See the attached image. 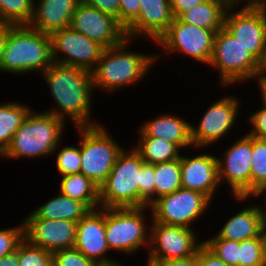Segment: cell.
Masks as SVG:
<instances>
[{"mask_svg":"<svg viewBox=\"0 0 266 266\" xmlns=\"http://www.w3.org/2000/svg\"><path fill=\"white\" fill-rule=\"evenodd\" d=\"M40 75L49 88L52 104H55L44 112L71 122L75 127L101 123L92 115L96 94L91 71L54 62Z\"/></svg>","mask_w":266,"mask_h":266,"instance_id":"1","label":"cell"},{"mask_svg":"<svg viewBox=\"0 0 266 266\" xmlns=\"http://www.w3.org/2000/svg\"><path fill=\"white\" fill-rule=\"evenodd\" d=\"M133 41L126 38L119 45L103 50L96 67L91 71L94 92L98 89L99 92L116 93L148 78L146 76L157 64L156 52L133 51L129 49L133 48Z\"/></svg>","mask_w":266,"mask_h":266,"instance_id":"2","label":"cell"},{"mask_svg":"<svg viewBox=\"0 0 266 266\" xmlns=\"http://www.w3.org/2000/svg\"><path fill=\"white\" fill-rule=\"evenodd\" d=\"M67 123V124H66ZM68 122L44 111L27 115L17 129L9 147L0 156L7 160L38 159L51 157L57 145L65 136Z\"/></svg>","mask_w":266,"mask_h":266,"instance_id":"3","label":"cell"},{"mask_svg":"<svg viewBox=\"0 0 266 266\" xmlns=\"http://www.w3.org/2000/svg\"><path fill=\"white\" fill-rule=\"evenodd\" d=\"M51 36L28 25H12L2 59V74L39 76L53 64ZM33 72V73H32Z\"/></svg>","mask_w":266,"mask_h":266,"instance_id":"4","label":"cell"},{"mask_svg":"<svg viewBox=\"0 0 266 266\" xmlns=\"http://www.w3.org/2000/svg\"><path fill=\"white\" fill-rule=\"evenodd\" d=\"M146 210L149 211L150 208L148 206L105 208V236L110 251L121 255L129 254L130 257L142 248H146V251L149 249L151 224L149 222L152 218L148 219Z\"/></svg>","mask_w":266,"mask_h":266,"instance_id":"5","label":"cell"},{"mask_svg":"<svg viewBox=\"0 0 266 266\" xmlns=\"http://www.w3.org/2000/svg\"><path fill=\"white\" fill-rule=\"evenodd\" d=\"M144 161L133 148H123L99 187L101 208L140 207V169Z\"/></svg>","mask_w":266,"mask_h":266,"instance_id":"6","label":"cell"},{"mask_svg":"<svg viewBox=\"0 0 266 266\" xmlns=\"http://www.w3.org/2000/svg\"><path fill=\"white\" fill-rule=\"evenodd\" d=\"M209 68L218 74L220 88L245 85L258 72L259 61L225 28L216 32ZM243 82V83H241ZM230 85V86H229ZM232 85V86H231Z\"/></svg>","mask_w":266,"mask_h":266,"instance_id":"7","label":"cell"},{"mask_svg":"<svg viewBox=\"0 0 266 266\" xmlns=\"http://www.w3.org/2000/svg\"><path fill=\"white\" fill-rule=\"evenodd\" d=\"M107 127L104 126V123L81 126L80 173L88 177L98 187L106 181L118 154L124 148V145L121 146L116 141Z\"/></svg>","mask_w":266,"mask_h":266,"instance_id":"8","label":"cell"},{"mask_svg":"<svg viewBox=\"0 0 266 266\" xmlns=\"http://www.w3.org/2000/svg\"><path fill=\"white\" fill-rule=\"evenodd\" d=\"M216 32L203 29L174 18L166 32L155 43L161 53H156V63L163 56L173 54L193 59L194 63L209 66ZM160 45V46H159ZM170 54V55H169ZM199 62V63H198Z\"/></svg>","mask_w":266,"mask_h":266,"instance_id":"9","label":"cell"},{"mask_svg":"<svg viewBox=\"0 0 266 266\" xmlns=\"http://www.w3.org/2000/svg\"><path fill=\"white\" fill-rule=\"evenodd\" d=\"M209 206L212 201L206 195L181 187L154 201L149 215L152 221L194 229V224L208 214Z\"/></svg>","mask_w":266,"mask_h":266,"instance_id":"10","label":"cell"},{"mask_svg":"<svg viewBox=\"0 0 266 266\" xmlns=\"http://www.w3.org/2000/svg\"><path fill=\"white\" fill-rule=\"evenodd\" d=\"M221 97L210 103L198 124L191 123V140L193 147L199 148V151L211 147L219 140L222 142L224 137L232 133L234 126L238 125L237 120L240 121L237 118L242 107L241 99L231 94Z\"/></svg>","mask_w":266,"mask_h":266,"instance_id":"11","label":"cell"},{"mask_svg":"<svg viewBox=\"0 0 266 266\" xmlns=\"http://www.w3.org/2000/svg\"><path fill=\"white\" fill-rule=\"evenodd\" d=\"M196 231L183 226L151 221L150 244L146 263L159 266L166 260L195 255L198 248L203 244V239H198V230Z\"/></svg>","mask_w":266,"mask_h":266,"instance_id":"12","label":"cell"},{"mask_svg":"<svg viewBox=\"0 0 266 266\" xmlns=\"http://www.w3.org/2000/svg\"><path fill=\"white\" fill-rule=\"evenodd\" d=\"M241 135L225 148L222 156H217L220 185H228L232 197L251 196L252 137Z\"/></svg>","mask_w":266,"mask_h":266,"instance_id":"13","label":"cell"},{"mask_svg":"<svg viewBox=\"0 0 266 266\" xmlns=\"http://www.w3.org/2000/svg\"><path fill=\"white\" fill-rule=\"evenodd\" d=\"M224 28L258 61L266 52V10L232 4Z\"/></svg>","mask_w":266,"mask_h":266,"instance_id":"14","label":"cell"},{"mask_svg":"<svg viewBox=\"0 0 266 266\" xmlns=\"http://www.w3.org/2000/svg\"><path fill=\"white\" fill-rule=\"evenodd\" d=\"M53 62L92 71L104 48L70 26L51 35Z\"/></svg>","mask_w":266,"mask_h":266,"instance_id":"15","label":"cell"},{"mask_svg":"<svg viewBox=\"0 0 266 266\" xmlns=\"http://www.w3.org/2000/svg\"><path fill=\"white\" fill-rule=\"evenodd\" d=\"M70 27L104 49L117 46L127 38L125 29L116 18L81 2L74 10Z\"/></svg>","mask_w":266,"mask_h":266,"instance_id":"16","label":"cell"},{"mask_svg":"<svg viewBox=\"0 0 266 266\" xmlns=\"http://www.w3.org/2000/svg\"><path fill=\"white\" fill-rule=\"evenodd\" d=\"M24 238L31 244L51 253L74 248L77 222L69 220H49L24 218Z\"/></svg>","mask_w":266,"mask_h":266,"instance_id":"17","label":"cell"},{"mask_svg":"<svg viewBox=\"0 0 266 266\" xmlns=\"http://www.w3.org/2000/svg\"><path fill=\"white\" fill-rule=\"evenodd\" d=\"M213 153L198 152L193 157L180 155L182 187L206 195L212 202L220 193L217 156Z\"/></svg>","mask_w":266,"mask_h":266,"instance_id":"18","label":"cell"},{"mask_svg":"<svg viewBox=\"0 0 266 266\" xmlns=\"http://www.w3.org/2000/svg\"><path fill=\"white\" fill-rule=\"evenodd\" d=\"M74 248L98 264L117 262L110 256L105 236V208L89 211L77 222Z\"/></svg>","mask_w":266,"mask_h":266,"instance_id":"19","label":"cell"},{"mask_svg":"<svg viewBox=\"0 0 266 266\" xmlns=\"http://www.w3.org/2000/svg\"><path fill=\"white\" fill-rule=\"evenodd\" d=\"M138 18L125 30L127 38L147 39L152 44L166 32L174 20L169 0H139Z\"/></svg>","mask_w":266,"mask_h":266,"instance_id":"20","label":"cell"},{"mask_svg":"<svg viewBox=\"0 0 266 266\" xmlns=\"http://www.w3.org/2000/svg\"><path fill=\"white\" fill-rule=\"evenodd\" d=\"M173 113H158L155 118L142 123L136 130L137 135H148L175 144L182 152L184 149L198 151L191 140V122ZM192 149V150H191ZM194 149V150H193Z\"/></svg>","mask_w":266,"mask_h":266,"instance_id":"21","label":"cell"},{"mask_svg":"<svg viewBox=\"0 0 266 266\" xmlns=\"http://www.w3.org/2000/svg\"><path fill=\"white\" fill-rule=\"evenodd\" d=\"M253 203V204H250ZM239 212L232 214L217 230L214 236L208 238H222L227 240L244 241L260 237L265 224L263 205L250 202Z\"/></svg>","mask_w":266,"mask_h":266,"instance_id":"22","label":"cell"},{"mask_svg":"<svg viewBox=\"0 0 266 266\" xmlns=\"http://www.w3.org/2000/svg\"><path fill=\"white\" fill-rule=\"evenodd\" d=\"M79 3L80 0H34L33 14L28 26L49 35L69 27Z\"/></svg>","mask_w":266,"mask_h":266,"instance_id":"23","label":"cell"},{"mask_svg":"<svg viewBox=\"0 0 266 266\" xmlns=\"http://www.w3.org/2000/svg\"><path fill=\"white\" fill-rule=\"evenodd\" d=\"M59 193L45 201L41 206L33 208L24 218H40L49 220H69L78 222L89 211L84 203Z\"/></svg>","mask_w":266,"mask_h":266,"instance_id":"24","label":"cell"},{"mask_svg":"<svg viewBox=\"0 0 266 266\" xmlns=\"http://www.w3.org/2000/svg\"><path fill=\"white\" fill-rule=\"evenodd\" d=\"M231 5L228 0H205L183 12L178 19L199 28L218 32L224 28L225 16Z\"/></svg>","mask_w":266,"mask_h":266,"instance_id":"25","label":"cell"},{"mask_svg":"<svg viewBox=\"0 0 266 266\" xmlns=\"http://www.w3.org/2000/svg\"><path fill=\"white\" fill-rule=\"evenodd\" d=\"M58 191L84 203L90 210L100 208L99 187L82 173L62 176Z\"/></svg>","mask_w":266,"mask_h":266,"instance_id":"26","label":"cell"},{"mask_svg":"<svg viewBox=\"0 0 266 266\" xmlns=\"http://www.w3.org/2000/svg\"><path fill=\"white\" fill-rule=\"evenodd\" d=\"M33 107L20 101L0 103V156L9 147L13 135Z\"/></svg>","mask_w":266,"mask_h":266,"instance_id":"27","label":"cell"},{"mask_svg":"<svg viewBox=\"0 0 266 266\" xmlns=\"http://www.w3.org/2000/svg\"><path fill=\"white\" fill-rule=\"evenodd\" d=\"M133 148L140 154L145 163L156 164L180 159L182 151L173 143L166 140L138 135Z\"/></svg>","mask_w":266,"mask_h":266,"instance_id":"28","label":"cell"},{"mask_svg":"<svg viewBox=\"0 0 266 266\" xmlns=\"http://www.w3.org/2000/svg\"><path fill=\"white\" fill-rule=\"evenodd\" d=\"M155 201L171 194L182 187L180 159L154 164Z\"/></svg>","mask_w":266,"mask_h":266,"instance_id":"29","label":"cell"},{"mask_svg":"<svg viewBox=\"0 0 266 266\" xmlns=\"http://www.w3.org/2000/svg\"><path fill=\"white\" fill-rule=\"evenodd\" d=\"M77 136L78 137V143L75 145H64L62 146V142H60L55 150L53 151L52 156L55 157V167L57 169V172L59 173L58 176L62 177L69 174H76L80 173L81 168V126L75 127ZM61 146V148L59 147Z\"/></svg>","mask_w":266,"mask_h":266,"instance_id":"30","label":"cell"},{"mask_svg":"<svg viewBox=\"0 0 266 266\" xmlns=\"http://www.w3.org/2000/svg\"><path fill=\"white\" fill-rule=\"evenodd\" d=\"M266 188V139L252 137L251 196Z\"/></svg>","mask_w":266,"mask_h":266,"instance_id":"31","label":"cell"},{"mask_svg":"<svg viewBox=\"0 0 266 266\" xmlns=\"http://www.w3.org/2000/svg\"><path fill=\"white\" fill-rule=\"evenodd\" d=\"M34 0H0V22L28 25L33 14Z\"/></svg>","mask_w":266,"mask_h":266,"instance_id":"32","label":"cell"},{"mask_svg":"<svg viewBox=\"0 0 266 266\" xmlns=\"http://www.w3.org/2000/svg\"><path fill=\"white\" fill-rule=\"evenodd\" d=\"M19 266H53L52 253L24 238L18 245Z\"/></svg>","mask_w":266,"mask_h":266,"instance_id":"33","label":"cell"},{"mask_svg":"<svg viewBox=\"0 0 266 266\" xmlns=\"http://www.w3.org/2000/svg\"><path fill=\"white\" fill-rule=\"evenodd\" d=\"M203 244L229 266H239V241L203 238Z\"/></svg>","mask_w":266,"mask_h":266,"instance_id":"34","label":"cell"},{"mask_svg":"<svg viewBox=\"0 0 266 266\" xmlns=\"http://www.w3.org/2000/svg\"><path fill=\"white\" fill-rule=\"evenodd\" d=\"M239 266H265L262 236L239 242Z\"/></svg>","mask_w":266,"mask_h":266,"instance_id":"35","label":"cell"},{"mask_svg":"<svg viewBox=\"0 0 266 266\" xmlns=\"http://www.w3.org/2000/svg\"><path fill=\"white\" fill-rule=\"evenodd\" d=\"M154 164L143 163L140 169V207L150 206L155 201Z\"/></svg>","mask_w":266,"mask_h":266,"instance_id":"36","label":"cell"},{"mask_svg":"<svg viewBox=\"0 0 266 266\" xmlns=\"http://www.w3.org/2000/svg\"><path fill=\"white\" fill-rule=\"evenodd\" d=\"M12 228L0 229V258L16 251L19 243L24 239L23 220Z\"/></svg>","mask_w":266,"mask_h":266,"instance_id":"37","label":"cell"},{"mask_svg":"<svg viewBox=\"0 0 266 266\" xmlns=\"http://www.w3.org/2000/svg\"><path fill=\"white\" fill-rule=\"evenodd\" d=\"M53 266H97V264L87 258L75 248L59 250L52 253Z\"/></svg>","mask_w":266,"mask_h":266,"instance_id":"38","label":"cell"},{"mask_svg":"<svg viewBox=\"0 0 266 266\" xmlns=\"http://www.w3.org/2000/svg\"><path fill=\"white\" fill-rule=\"evenodd\" d=\"M252 112L250 116H246V123L251 127L246 134L254 138L266 139V106L261 104V107Z\"/></svg>","mask_w":266,"mask_h":266,"instance_id":"39","label":"cell"},{"mask_svg":"<svg viewBox=\"0 0 266 266\" xmlns=\"http://www.w3.org/2000/svg\"><path fill=\"white\" fill-rule=\"evenodd\" d=\"M139 0H120L119 24L126 30L139 16Z\"/></svg>","mask_w":266,"mask_h":266,"instance_id":"40","label":"cell"},{"mask_svg":"<svg viewBox=\"0 0 266 266\" xmlns=\"http://www.w3.org/2000/svg\"><path fill=\"white\" fill-rule=\"evenodd\" d=\"M80 2L112 15L119 23L120 0H80Z\"/></svg>","mask_w":266,"mask_h":266,"instance_id":"41","label":"cell"},{"mask_svg":"<svg viewBox=\"0 0 266 266\" xmlns=\"http://www.w3.org/2000/svg\"><path fill=\"white\" fill-rule=\"evenodd\" d=\"M197 266H229L211 252L204 244L197 250Z\"/></svg>","mask_w":266,"mask_h":266,"instance_id":"42","label":"cell"},{"mask_svg":"<svg viewBox=\"0 0 266 266\" xmlns=\"http://www.w3.org/2000/svg\"><path fill=\"white\" fill-rule=\"evenodd\" d=\"M205 0H169L174 18H178L183 12L190 10L195 5Z\"/></svg>","mask_w":266,"mask_h":266,"instance_id":"43","label":"cell"},{"mask_svg":"<svg viewBox=\"0 0 266 266\" xmlns=\"http://www.w3.org/2000/svg\"><path fill=\"white\" fill-rule=\"evenodd\" d=\"M159 266H197V252L186 258L163 261Z\"/></svg>","mask_w":266,"mask_h":266,"instance_id":"44","label":"cell"},{"mask_svg":"<svg viewBox=\"0 0 266 266\" xmlns=\"http://www.w3.org/2000/svg\"><path fill=\"white\" fill-rule=\"evenodd\" d=\"M12 24L10 23H2L0 22V72L2 73V59H3V53L5 44L8 37V31Z\"/></svg>","mask_w":266,"mask_h":266,"instance_id":"45","label":"cell"},{"mask_svg":"<svg viewBox=\"0 0 266 266\" xmlns=\"http://www.w3.org/2000/svg\"><path fill=\"white\" fill-rule=\"evenodd\" d=\"M256 80V81H255ZM252 81L256 83V85L259 88V94H260V104L266 106V77L260 76L258 73H256L252 79Z\"/></svg>","mask_w":266,"mask_h":266,"instance_id":"46","label":"cell"},{"mask_svg":"<svg viewBox=\"0 0 266 266\" xmlns=\"http://www.w3.org/2000/svg\"><path fill=\"white\" fill-rule=\"evenodd\" d=\"M262 196H263L262 202H263V208H264V217H265V223H266V188L258 196H234L233 200H236L235 202H237V203L242 202L245 205V202L252 201V199H255V198L261 199Z\"/></svg>","mask_w":266,"mask_h":266,"instance_id":"47","label":"cell"},{"mask_svg":"<svg viewBox=\"0 0 266 266\" xmlns=\"http://www.w3.org/2000/svg\"><path fill=\"white\" fill-rule=\"evenodd\" d=\"M238 5L242 7L250 8V9H265L266 10V0H240Z\"/></svg>","mask_w":266,"mask_h":266,"instance_id":"48","label":"cell"},{"mask_svg":"<svg viewBox=\"0 0 266 266\" xmlns=\"http://www.w3.org/2000/svg\"><path fill=\"white\" fill-rule=\"evenodd\" d=\"M0 266H19L18 253L14 251L11 254L1 257Z\"/></svg>","mask_w":266,"mask_h":266,"instance_id":"49","label":"cell"},{"mask_svg":"<svg viewBox=\"0 0 266 266\" xmlns=\"http://www.w3.org/2000/svg\"><path fill=\"white\" fill-rule=\"evenodd\" d=\"M257 73L262 77H266V52L259 61V67Z\"/></svg>","mask_w":266,"mask_h":266,"instance_id":"50","label":"cell"},{"mask_svg":"<svg viewBox=\"0 0 266 266\" xmlns=\"http://www.w3.org/2000/svg\"><path fill=\"white\" fill-rule=\"evenodd\" d=\"M261 236H262V242H263L264 261H265V266H266V223L263 226Z\"/></svg>","mask_w":266,"mask_h":266,"instance_id":"51","label":"cell"},{"mask_svg":"<svg viewBox=\"0 0 266 266\" xmlns=\"http://www.w3.org/2000/svg\"><path fill=\"white\" fill-rule=\"evenodd\" d=\"M97 266H124L121 261L117 260V262L110 263V264H98Z\"/></svg>","mask_w":266,"mask_h":266,"instance_id":"52","label":"cell"},{"mask_svg":"<svg viewBox=\"0 0 266 266\" xmlns=\"http://www.w3.org/2000/svg\"><path fill=\"white\" fill-rule=\"evenodd\" d=\"M231 4H238L240 0H228Z\"/></svg>","mask_w":266,"mask_h":266,"instance_id":"53","label":"cell"}]
</instances>
